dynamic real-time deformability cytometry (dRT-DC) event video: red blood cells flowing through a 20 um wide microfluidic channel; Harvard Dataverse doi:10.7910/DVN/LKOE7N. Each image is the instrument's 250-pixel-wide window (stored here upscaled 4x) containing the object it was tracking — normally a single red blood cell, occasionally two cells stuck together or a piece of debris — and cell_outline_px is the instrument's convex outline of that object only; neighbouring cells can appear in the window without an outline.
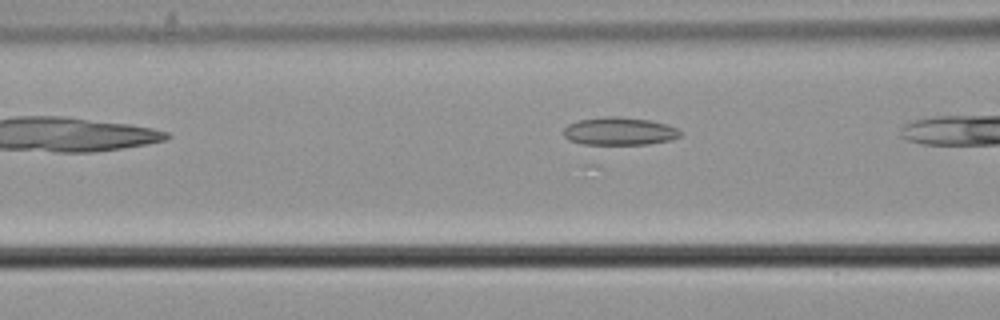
{"species": "common noctule bat (a hibernating species)", "species_latin": "Nyctalus noctula", "temperature_condition": "cold", "stored_images_in_passage": 7, "camera_frame_rate_fps": 3000, "um_per_image_px": 0.085, "animal": {"sex": "male", "body_mass_g": 21.5, "forearm_length_mm": 52.0}, "frame": {"image": 1, "passage_image": 5, "time_ms": 1.333, "image_size_px": [1000, 320], "cell_outline_px": [[680, 136], [672, 140], [648, 144], [596, 148], [588, 148], [568, 140], [564, 136], [564, 128], [568, 124], [580, 120], [604, 116], [620, 116], [652, 120], [668, 124], [676, 128], [680, 132]], "centroid_in_image_um": [52.58, 11.22], "position_along_channel_um": 114.0, "area_um2": 20.29}}